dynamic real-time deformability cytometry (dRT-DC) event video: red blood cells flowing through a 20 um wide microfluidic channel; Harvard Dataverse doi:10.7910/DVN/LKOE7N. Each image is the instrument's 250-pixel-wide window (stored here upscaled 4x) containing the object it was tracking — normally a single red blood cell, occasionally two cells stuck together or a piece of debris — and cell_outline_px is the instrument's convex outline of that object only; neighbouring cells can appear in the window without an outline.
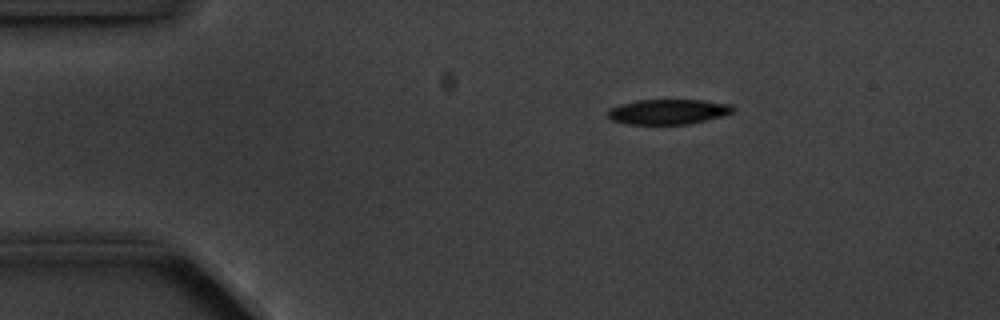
{"species": "common noctule bat (a hibernating species)", "species_latin": "Nyctalus noctula", "temperature_condition": "cold", "stored_images_in_passage": 4, "camera_frame_rate_fps": 3000, "um_per_image_px": 0.085, "animal": {"sex": "male", "body_mass_g": 20.1, "forearm_length_mm": 53.5}, "frame": {"image": 1, "passage_image": 1, "time_ms": 0.0, "image_size_px": [1000, 320], "cell_outline_px": [[736, 108], [732, 112], [708, 120], [688, 124], [624, 124], [612, 120], [608, 116], [608, 112], [612, 108], [620, 104], [636, 100], [700, 100], [732, 104]], "centroid_in_image_um": [56.8, 9.5], "position_along_channel_um": 28.2, "area_um2": 18.26}}
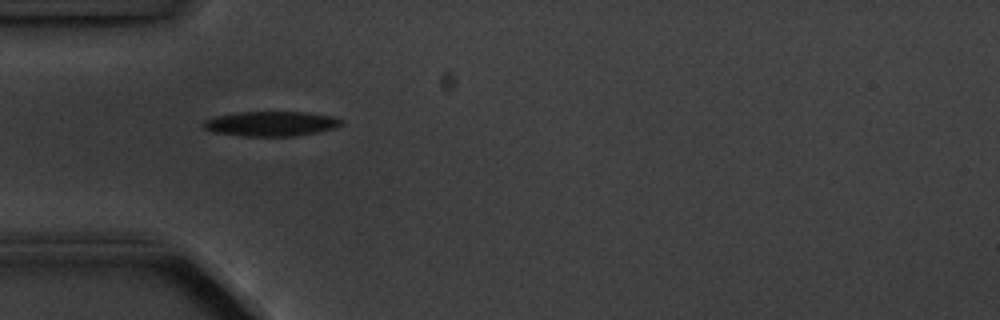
{"frame": {"image": 2, "passage_image": 3, "time_ms": 2.333, "image_size_px": [1000, 320], "cell_outline_px": [[344, 124], [336, 128], [316, 132], [292, 136], [244, 136], [212, 132], [204, 128], [204, 120], [216, 116], [240, 112], [308, 112], [332, 116], [344, 120]], "centroid_in_image_um": [23.08, 10.51], "position_along_channel_um": 61.9, "area_um2": 19.94}}
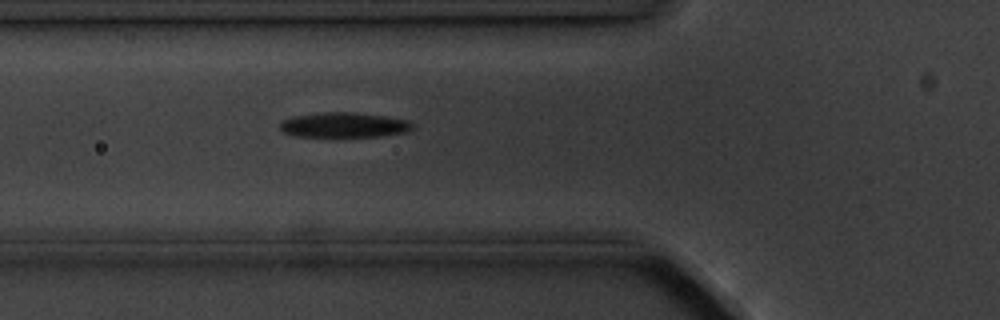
{"frame": {"image": 3, "passage_image": 4, "time_ms": 3.333, "image_size_px": [1000, 320], "cell_outline_px": [[412, 128], [408, 132], [380, 136], [296, 136], [284, 132], [280, 128], [280, 120], [292, 116], [324, 112], [352, 112], [384, 116], [408, 120], [412, 124]], "centroid_in_image_um": [29.21, 10.61], "position_along_channel_um": 96.6, "area_um2": 19.19}}